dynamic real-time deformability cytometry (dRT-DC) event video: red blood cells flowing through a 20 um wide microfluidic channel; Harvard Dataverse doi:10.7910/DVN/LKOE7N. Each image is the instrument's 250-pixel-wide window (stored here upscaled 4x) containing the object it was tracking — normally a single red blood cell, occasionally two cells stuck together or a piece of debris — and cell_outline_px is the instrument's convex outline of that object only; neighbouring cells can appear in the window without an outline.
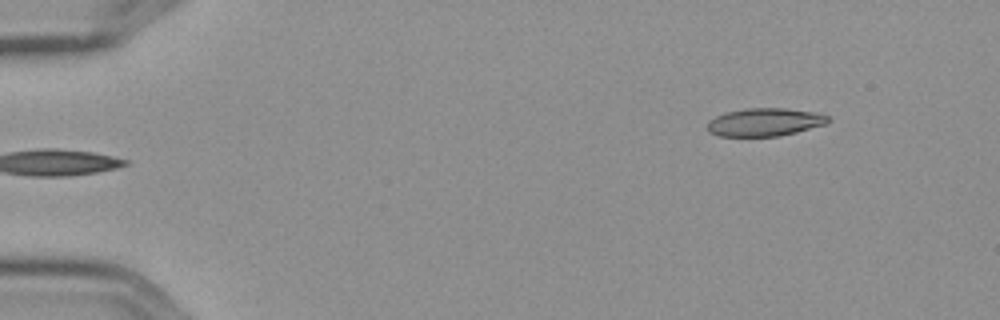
{"species": "Egyptian fruit bat (a non-hibernating species)", "species_latin": "Rousettus aegyptiacus", "temperature_condition": "cold", "stored_images_in_passage": 6, "segment_of_instrument_passage": [2, 2], "camera_frame_rate_fps": 3000, "um_per_image_px": 0.085, "frame": {"image": 1, "passage_image": 6, "time_ms": 1.667, "image_size_px": [1000, 320], "cell_outline_px": [[832, 120], [828, 124], [780, 136], [720, 136], [708, 132], [708, 120], [724, 112], [748, 108], [784, 108], [816, 112], [828, 116]], "centroid_in_image_um": [65.03, 10.38], "position_along_channel_um": 20.0, "area_um2": 19.88}}